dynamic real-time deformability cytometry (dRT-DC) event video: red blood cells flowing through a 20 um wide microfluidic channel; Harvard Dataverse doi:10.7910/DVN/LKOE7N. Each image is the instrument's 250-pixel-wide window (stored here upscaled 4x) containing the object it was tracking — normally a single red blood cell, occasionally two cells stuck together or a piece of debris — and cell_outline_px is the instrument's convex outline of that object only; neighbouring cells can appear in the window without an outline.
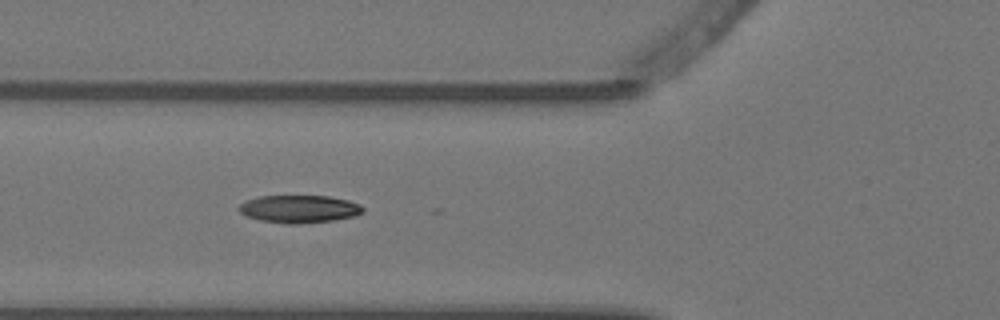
{"species": "Egyptian fruit bat (a non-hibernating species)", "species_latin": "Rousettus aegyptiacus", "temperature_condition": "warm", "stored_images_in_passage": 10, "camera_frame_rate_fps": 3000, "um_per_image_px": 0.085, "animal": {"sex": "female"}, "frame": {"image": 1, "passage_image": 6, "time_ms": 1.667, "image_size_px": [1000, 320], "cell_outline_px": [[364, 212], [356, 216], [332, 220], [300, 224], [288, 224], [260, 220], [248, 216], [240, 212], [236, 208], [240, 204], [248, 200], [260, 196], [328, 196], [348, 200], [360, 204], [364, 208]], "centroid_in_image_um": [25.46, 17.76], "position_along_channel_um": 100.3, "area_um2": 20.0}}
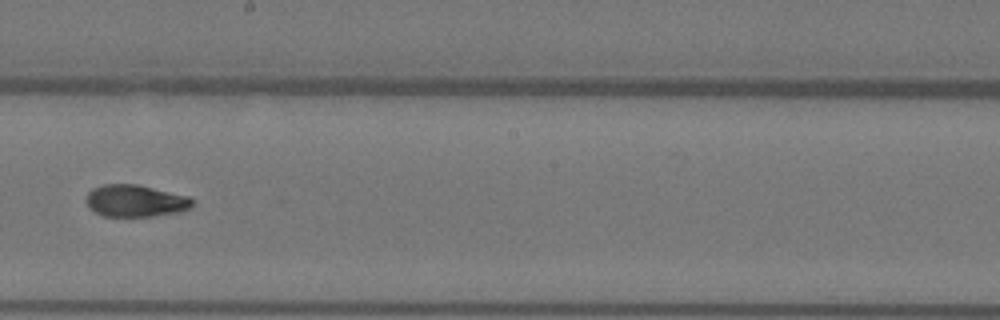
{"frame": {"image": 2, "passage_image": 9, "time_ms": 2.667, "image_size_px": [1000, 320], "cell_outline_px": [[192, 204], [188, 208], [180, 212], [156, 216], [100, 216], [88, 208], [84, 200], [88, 192], [92, 188], [104, 184], [136, 184], [188, 196], [192, 200]], "centroid_in_image_um": [11.43, 17.08], "position_along_channel_um": 236.8, "area_um2": 19.94}}
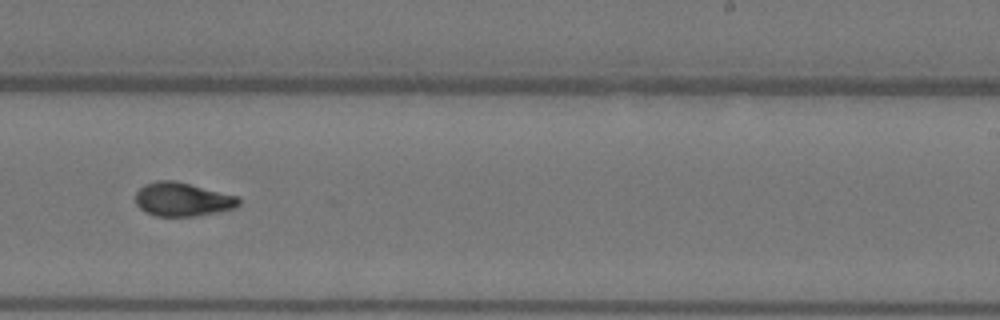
{"frame": {"image": 3, "passage_image": 10, "time_ms": 3.0, "image_size_px": [1000, 320], "cell_outline_px": [[240, 204], [236, 208], [196, 216], [156, 216], [144, 212], [136, 204], [136, 192], [144, 184], [156, 180], [176, 180], [240, 196]], "centroid_in_image_um": [15.53, 16.93], "position_along_channel_um": 273.5, "area_um2": 20.63}}